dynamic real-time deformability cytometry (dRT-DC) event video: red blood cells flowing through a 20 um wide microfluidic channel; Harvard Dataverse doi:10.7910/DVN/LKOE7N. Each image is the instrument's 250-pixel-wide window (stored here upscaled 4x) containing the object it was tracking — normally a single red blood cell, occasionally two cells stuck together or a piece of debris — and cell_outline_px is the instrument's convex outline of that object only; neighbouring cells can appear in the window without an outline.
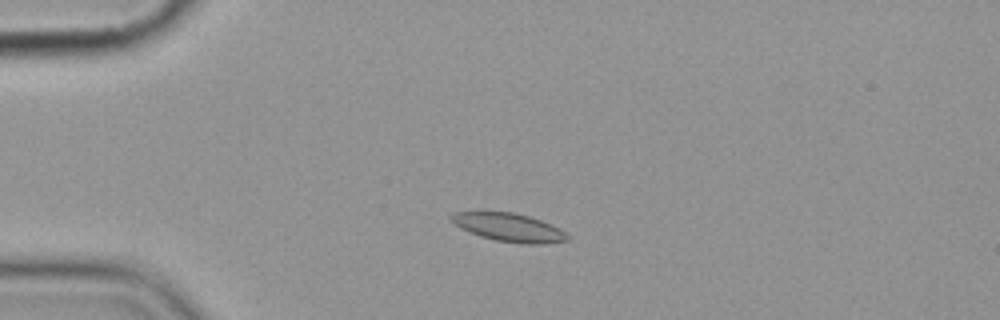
{"species": "common noctule bat (a hibernating species)", "species_latin": "Nyctalus noctula", "temperature_condition": "cold", "stored_images_in_passage": 5, "camera_frame_rate_fps": 3000, "um_per_image_px": 0.085, "animal": {"sex": "female", "body_mass_g": 19.9}, "frame": {"image": 1, "passage_image": 3, "time_ms": 2.333, "image_size_px": [1000, 320], "cell_outline_px": [[568, 240], [544, 244], [524, 244], [496, 240], [480, 236], [468, 232], [460, 228], [448, 216], [456, 212], [512, 212], [528, 216], [540, 220], [560, 228], [568, 236]], "centroid_in_image_um": [43.25, 19.33], "position_along_channel_um": 41.7, "area_um2": 18.96}}
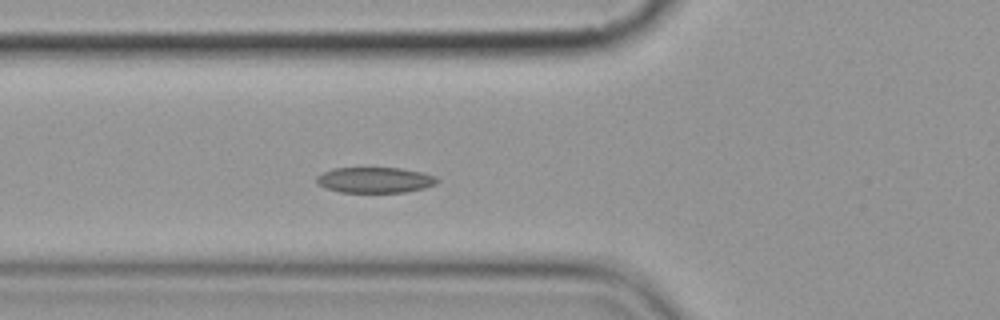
{"frame": {"image": 2, "passage_image": 5, "time_ms": 4.667, "image_size_px": [1000, 320], "cell_outline_px": [[440, 180], [436, 184], [424, 188], [404, 192], [340, 192], [316, 184], [316, 176], [332, 168], [400, 168], [420, 172], [436, 176]], "centroid_in_image_um": [31.87, 15.3], "position_along_channel_um": 93.9, "area_um2": 17.98}}